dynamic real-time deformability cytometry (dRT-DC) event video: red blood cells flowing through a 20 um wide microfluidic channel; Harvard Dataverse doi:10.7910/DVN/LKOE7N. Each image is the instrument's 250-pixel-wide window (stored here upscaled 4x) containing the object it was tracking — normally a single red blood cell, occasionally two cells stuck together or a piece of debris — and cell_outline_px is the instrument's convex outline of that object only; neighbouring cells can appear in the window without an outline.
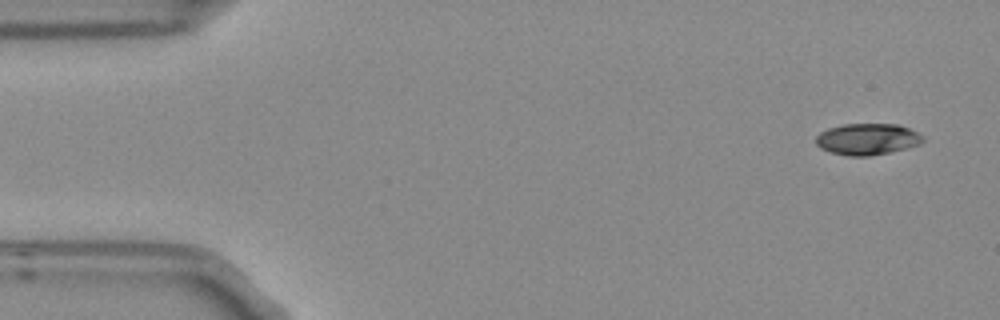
{"species": "Egyptian fruit bat (a non-hibernating species)", "species_latin": "Rousettus aegyptiacus", "temperature_condition": "room temperature", "stored_images_in_passage": 5, "camera_frame_rate_fps": 3000, "um_per_image_px": 0.085, "frame": {"image": 1, "passage_image": 1, "time_ms": 0.0, "image_size_px": [1000, 320], "cell_outline_px": [[924, 140], [920, 144], [888, 152], [868, 156], [848, 156], [832, 152], [820, 148], [816, 144], [816, 136], [820, 132], [828, 128], [844, 124], [896, 124], [908, 128], [924, 136]], "centroid_in_image_um": [73.7, 11.82], "position_along_channel_um": 11.3, "area_um2": 19.42}}
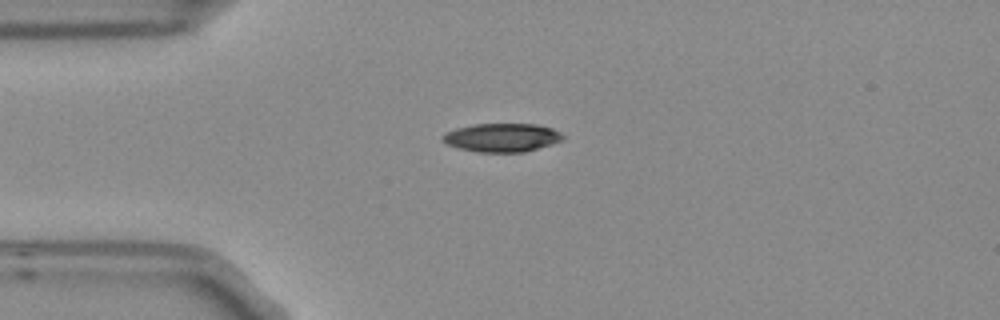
{"frame": {"image": 2, "passage_image": 4, "time_ms": 1.0, "image_size_px": [1000, 320], "cell_outline_px": [[564, 136], [560, 140], [524, 152], [480, 152], [460, 148], [448, 144], [444, 140], [444, 136], [448, 132], [456, 128], [476, 124], [536, 124], [552, 128], [560, 132]], "centroid_in_image_um": [42.68, 11.68], "position_along_channel_um": 42.3, "area_um2": 19.42}}
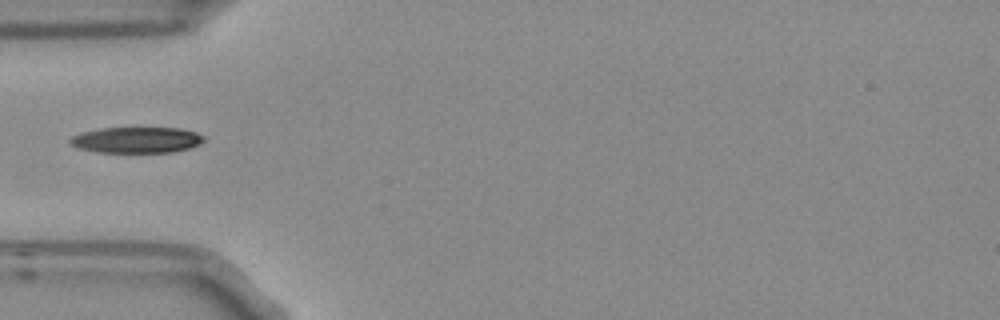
{"frame": {"image": 3, "passage_image": 5, "time_ms": 1.333, "image_size_px": [1000, 320], "cell_outline_px": [[204, 140], [200, 144], [188, 148], [172, 152], [100, 152], [80, 148], [72, 144], [68, 140], [72, 136], [80, 132], [100, 128], [180, 128], [196, 132], [204, 136]], "centroid_in_image_um": [11.62, 11.89], "position_along_channel_um": 73.4, "area_um2": 20.11}}